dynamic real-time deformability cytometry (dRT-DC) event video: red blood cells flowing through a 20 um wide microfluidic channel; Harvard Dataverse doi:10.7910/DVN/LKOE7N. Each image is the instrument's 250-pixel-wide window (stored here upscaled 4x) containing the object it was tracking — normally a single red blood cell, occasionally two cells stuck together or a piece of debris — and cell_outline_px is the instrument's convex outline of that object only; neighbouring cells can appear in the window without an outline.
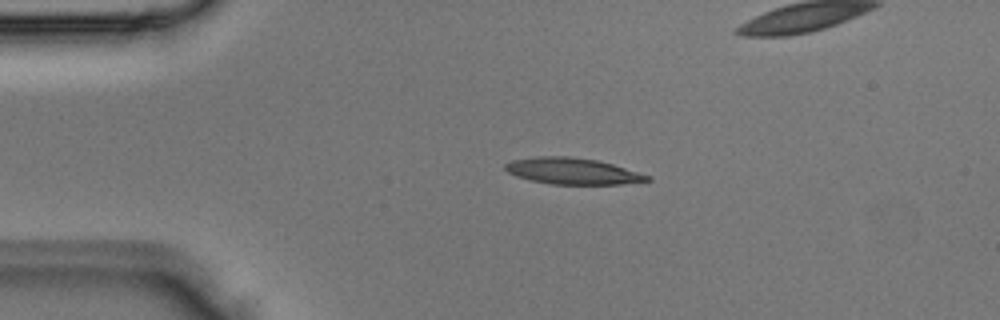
{"species": "Egyptian fruit bat (a non-hibernating species)", "species_latin": "Rousettus aegyptiacus", "temperature_condition": "room temperature", "stored_images_in_passage": 2, "camera_frame_rate_fps": 3000, "um_per_image_px": 0.085, "animal": {"sex": "male"}, "frame": {"image": 1, "passage_image": 1, "time_ms": 0.0, "image_size_px": [1000, 320], "cell_outline_px": [[652, 180], [620, 184], [552, 184], [532, 180], [516, 176], [508, 172], [504, 168], [504, 164], [512, 160], [536, 156], [568, 156], [596, 160], [612, 164], [652, 176]], "centroid_in_image_um": [48.66, 14.54], "position_along_channel_um": 36.3, "area_um2": 21.68}}